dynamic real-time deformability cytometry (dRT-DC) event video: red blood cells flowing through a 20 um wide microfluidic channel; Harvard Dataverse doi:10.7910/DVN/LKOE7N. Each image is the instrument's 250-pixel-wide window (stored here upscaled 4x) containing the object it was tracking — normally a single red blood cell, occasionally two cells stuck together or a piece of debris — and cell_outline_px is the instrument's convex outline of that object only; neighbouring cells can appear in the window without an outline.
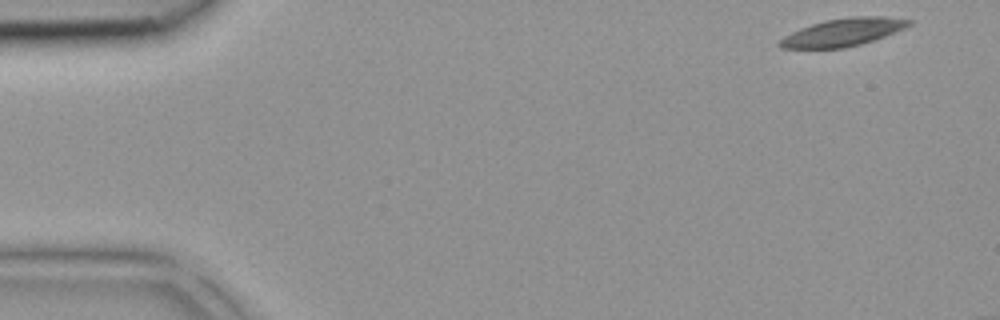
{"species": "common noctule bat (a hibernating species)", "species_latin": "Nyctalus noctula", "temperature_condition": "room temperature", "stored_images_in_passage": 8, "camera_frame_rate_fps": 3000, "um_per_image_px": 0.085, "animal": {"sex": "female", "body_mass_g": 18.4}, "frame": {"image": 1, "passage_image": 1, "time_ms": 0.0, "image_size_px": [1000, 320], "cell_outline_px": [[912, 24], [904, 28], [884, 36], [860, 44], [844, 48], [780, 48], [776, 44], [784, 36], [800, 28], [812, 24], [828, 20], [852, 16], [884, 16], [912, 20]], "centroid_in_image_um": [71.64, 2.74], "position_along_channel_um": 13.4, "area_um2": 20.63}}